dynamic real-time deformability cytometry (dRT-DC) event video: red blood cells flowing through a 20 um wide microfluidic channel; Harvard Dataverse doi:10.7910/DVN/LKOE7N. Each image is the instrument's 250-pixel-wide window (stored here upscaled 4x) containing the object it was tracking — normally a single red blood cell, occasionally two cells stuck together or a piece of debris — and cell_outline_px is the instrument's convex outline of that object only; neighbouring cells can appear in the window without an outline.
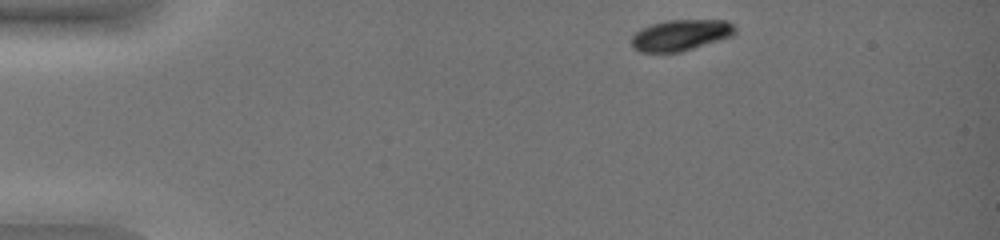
{"species": "common noctule bat (a hibernating species)", "species_latin": "Nyctalus noctula", "temperature_condition": "warm", "stored_images_in_passage": 43, "camera_frame_rate_fps": 3000, "um_per_image_px": 0.085, "animal": {"sex": "female", "body_mass_g": 19.0, "forearm_length_mm": 51.5}, "frame": {"image": 1, "passage_image": 1, "time_ms": 0.0, "image_size_px": [1000, 240], "cell_outline_px": [[736, 32], [732, 36], [720, 40], [680, 52], [640, 52], [632, 48], [632, 36], [640, 28], [652, 24], [668, 20], [724, 20], [732, 24], [736, 28]], "centroid_in_image_um": [57.84, 2.99], "position_along_channel_um": 27.2, "area_um2": 18.73}}
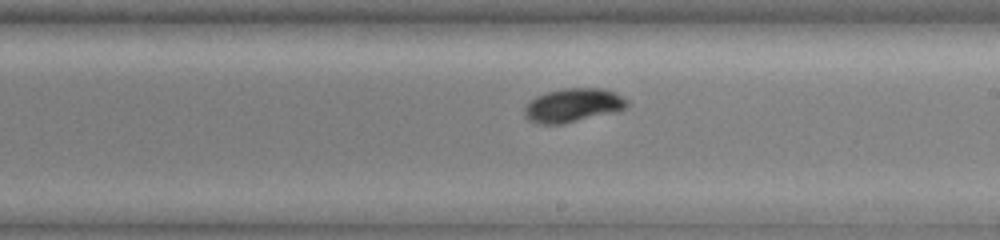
{"frame": {"image": 2, "passage_image": 25, "time_ms": 8.0, "image_size_px": [1000, 240], "cell_outline_px": [[628, 108], [620, 112], [564, 124], [536, 124], [528, 120], [524, 116], [524, 108], [536, 96], [548, 92], [564, 88], [604, 88], [616, 92], [624, 96], [628, 100]], "centroid_in_image_um": [48.79, 8.96], "position_along_channel_um": 240.2, "area_um2": 20.75}}
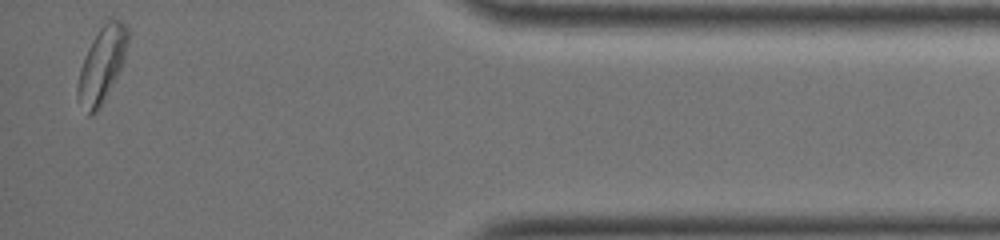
{"frame": {"image": 3, "passage_image": 43, "time_ms": 14.0, "image_size_px": [1000, 240], "cell_outline_px": [[128, 40], [124, 60], [100, 108], [92, 116], [88, 116], [76, 96], [76, 88], [80, 68], [84, 56], [92, 40], [100, 28], [108, 20], [120, 20], [128, 24]], "centroid_in_image_um": [8.64, 5.51], "position_along_channel_um": 426.6, "area_um2": 21.85}, "authors_computed_cell_mechanics": {"area_um2": 20.3456, "velocity_mm_per_s": 3.7122, "shape_relaxation_time_tau1_ms": 1.8557, "shape_relaxation_time_tau2_ms": null, "deformation_change_tau1": 0.116, "deformation_change_tau2": null}}